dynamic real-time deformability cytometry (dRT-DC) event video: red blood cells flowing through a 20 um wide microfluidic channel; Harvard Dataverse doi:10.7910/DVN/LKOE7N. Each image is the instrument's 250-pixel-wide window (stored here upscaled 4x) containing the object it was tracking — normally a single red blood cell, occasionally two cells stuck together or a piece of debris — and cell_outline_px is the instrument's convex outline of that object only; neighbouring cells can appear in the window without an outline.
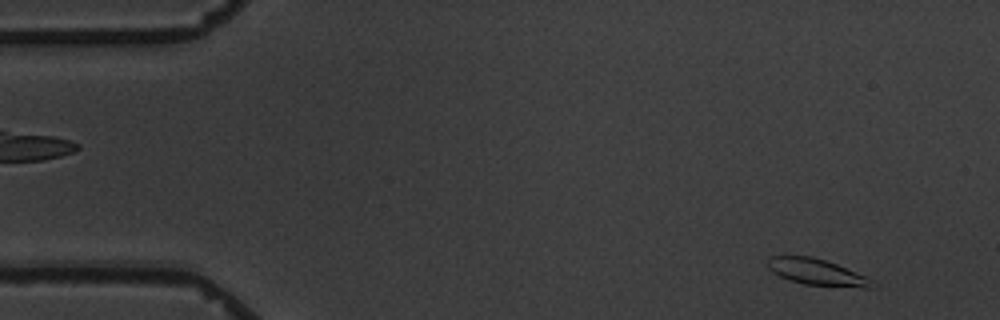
{"species": "common noctule bat (a hibernating species)", "species_latin": "Nyctalus noctula", "temperature_condition": "warm", "stored_images_in_passage": 5, "camera_frame_rate_fps": 3000, "um_per_image_px": 0.085, "animal": {"sex": "male", "body_mass_g": 19.5, "forearm_length_mm": 54.6}, "frame": {"image": 1, "passage_image": 5, "time_ms": 5.667, "image_size_px": [1000, 320], "cell_outline_px": [[876, 288], [864, 288], [804, 284], [788, 280], [772, 272], [768, 268], [764, 260], [772, 256], [812, 256], [836, 264], [868, 276], [876, 284]], "centroid_in_image_um": [69.45, 23.13], "position_along_channel_um": 15.6, "area_um2": 16.3}}